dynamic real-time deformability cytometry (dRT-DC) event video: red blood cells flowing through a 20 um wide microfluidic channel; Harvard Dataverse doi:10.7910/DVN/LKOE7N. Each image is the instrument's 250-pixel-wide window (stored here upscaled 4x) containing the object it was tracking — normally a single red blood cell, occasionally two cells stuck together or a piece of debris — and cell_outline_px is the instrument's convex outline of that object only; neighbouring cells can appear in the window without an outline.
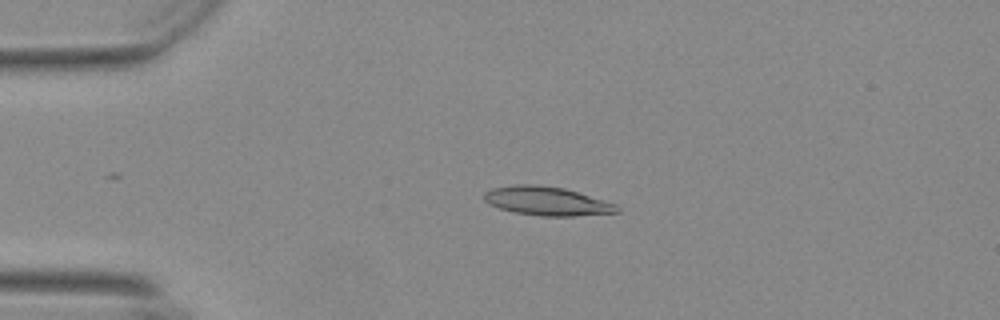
{"species": "Egyptian fruit bat (a non-hibernating species)", "species_latin": "Rousettus aegyptiacus", "temperature_condition": "warm", "stored_images_in_passage": 25, "camera_frame_rate_fps": 3000, "um_per_image_px": 0.085, "animal": {"sex": "female"}, "frame": {"image": 1, "passage_image": 2, "time_ms": 0.333, "image_size_px": [1000, 320], "cell_outline_px": [[620, 212], [576, 216], [540, 216], [516, 212], [500, 208], [488, 204], [484, 200], [484, 192], [492, 188], [516, 184], [536, 184], [564, 188], [604, 200], [616, 204], [620, 208]], "centroid_in_image_um": [46.49, 17.09], "position_along_channel_um": 38.5, "area_um2": 22.31}}
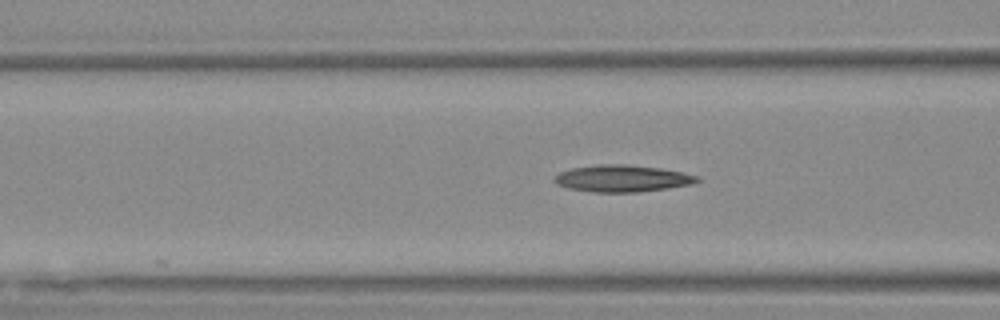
{"frame": {"image": 2, "passage_image": 11, "time_ms": 3.333, "image_size_px": [1000, 320], "cell_outline_px": [[700, 180], [692, 184], [668, 188], [636, 192], [592, 192], [568, 188], [556, 184], [552, 180], [552, 176], [560, 172], [572, 168], [596, 164], [628, 164], [660, 168], [700, 176]], "centroid_in_image_um": [52.85, 15.16], "position_along_channel_um": 113.8, "area_um2": 22.48}}
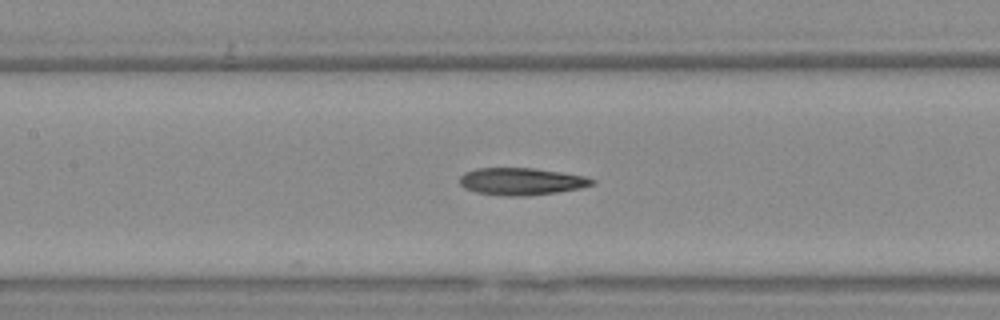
{"frame": {"image": 3, "passage_image": 15, "time_ms": 4.667, "image_size_px": [1000, 320], "cell_outline_px": [[596, 184], [580, 188], [556, 192], [528, 196], [504, 196], [476, 192], [464, 188], [460, 184], [460, 176], [464, 172], [476, 168], [536, 168], [584, 176], [596, 180]], "centroid_in_image_um": [44.31, 15.42], "position_along_channel_um": 163.1, "area_um2": 21.1}}